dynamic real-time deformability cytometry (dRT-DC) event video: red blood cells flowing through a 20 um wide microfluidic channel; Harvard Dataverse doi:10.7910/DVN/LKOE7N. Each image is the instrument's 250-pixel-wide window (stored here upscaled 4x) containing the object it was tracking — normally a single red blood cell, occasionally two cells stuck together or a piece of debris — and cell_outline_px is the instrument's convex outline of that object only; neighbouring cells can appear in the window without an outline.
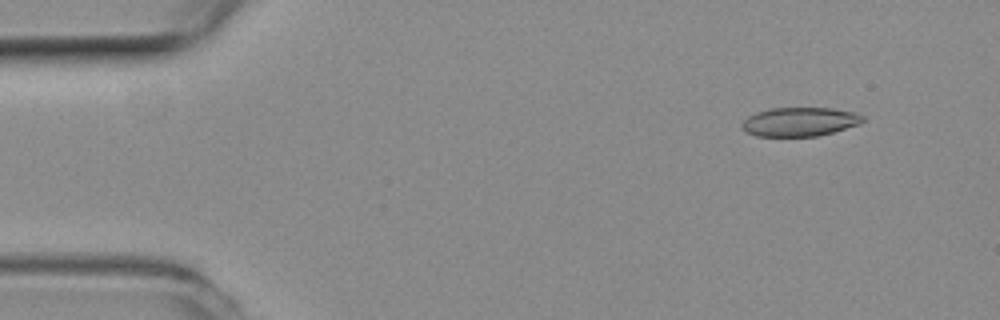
{"species": "common noctule bat (a hibernating species)", "species_latin": "Nyctalus noctula", "temperature_condition": "room temperature", "stored_images_in_passage": 11, "camera_frame_rate_fps": 3000, "um_per_image_px": 0.085, "animal": {"sex": "female", "body_mass_g": 19.3, "forearm_length_mm": 54.1}, "frame": {"image": 1, "passage_image": 5, "time_ms": 1.333, "image_size_px": [1000, 320], "cell_outline_px": [[864, 120], [860, 124], [832, 132], [816, 136], [756, 136], [748, 132], [740, 124], [748, 116], [756, 112], [772, 108], [832, 108], [856, 112], [864, 116]], "centroid_in_image_um": [68.0, 10.34], "position_along_channel_um": 17.0, "area_um2": 20.29}}